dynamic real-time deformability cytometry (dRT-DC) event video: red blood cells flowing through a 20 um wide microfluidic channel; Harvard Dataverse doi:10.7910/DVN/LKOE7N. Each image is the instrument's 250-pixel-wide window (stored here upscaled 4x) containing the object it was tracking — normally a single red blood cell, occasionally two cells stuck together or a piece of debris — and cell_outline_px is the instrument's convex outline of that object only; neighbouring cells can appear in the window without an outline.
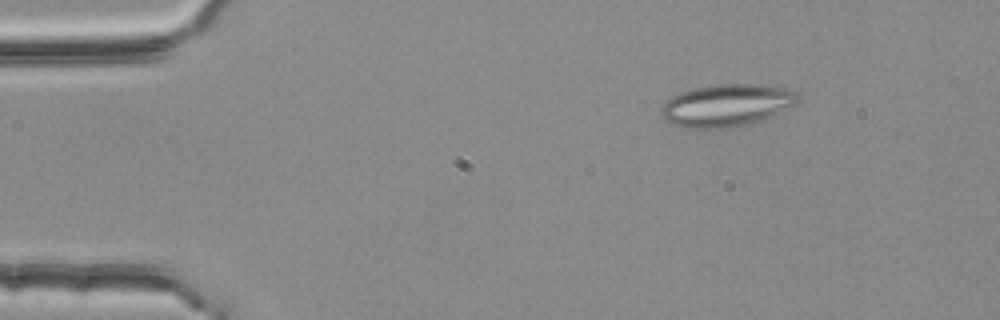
{"species": "common noctule bat (a hibernating species)", "species_latin": "Nyctalus noctula", "temperature_condition": "room temperature", "stored_images_in_passage": 3, "camera_frame_rate_fps": 3000, "um_per_image_px": 0.085, "animal": {"sex": "female", "body_mass_g": 25.1}, "frame": {"image": 1, "passage_image": 2, "time_ms": 0.333, "image_size_px": [1000, 320], "cell_outline_px": [[800, 100], [752, 124], [736, 128], [684, 128], [664, 120], [660, 112], [660, 108], [672, 96], [680, 92], [696, 88], [716, 84], [768, 84], [788, 88], [796, 92], [800, 96]], "centroid_in_image_um": [61.75, 8.95], "position_along_channel_um": 23.3, "area_um2": 33.76}}